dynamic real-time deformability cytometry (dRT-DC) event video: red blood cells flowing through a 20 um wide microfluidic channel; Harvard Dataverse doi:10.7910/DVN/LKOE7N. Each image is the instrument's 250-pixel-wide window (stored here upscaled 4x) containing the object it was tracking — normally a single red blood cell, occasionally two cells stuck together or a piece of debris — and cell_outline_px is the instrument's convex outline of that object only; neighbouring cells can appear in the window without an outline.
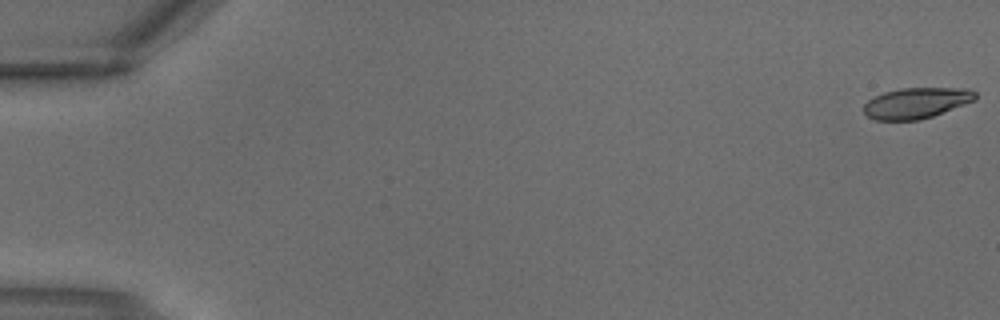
{"species": "common noctule bat (a hibernating species)", "species_latin": "Nyctalus noctula", "temperature_condition": "warm", "stored_images_in_passage": 3, "camera_frame_rate_fps": 3000, "um_per_image_px": 0.085, "animal": {"sex": "male", "body_mass_g": 18.8}, "frame": {"image": 1, "passage_image": 1, "time_ms": 0.0, "image_size_px": [1000, 320], "cell_outline_px": [[976, 100], [932, 116], [920, 120], [876, 120], [868, 116], [864, 112], [864, 104], [868, 100], [884, 92], [900, 88], [968, 88], [976, 92]], "centroid_in_image_um": [77.9, 8.75], "position_along_channel_um": 7.1, "area_um2": 19.94}}
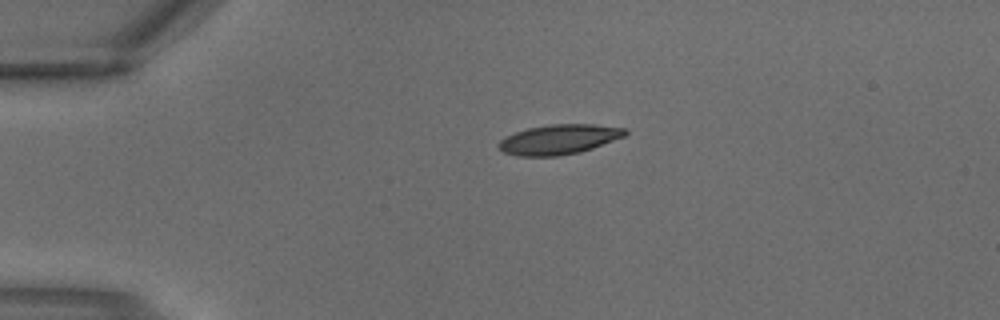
{"frame": {"image": 2, "passage_image": 3, "time_ms": 0.667, "image_size_px": [1000, 320], "cell_outline_px": [[628, 132], [624, 136], [592, 148], [580, 152], [560, 156], [516, 156], [504, 152], [496, 144], [500, 140], [516, 132], [528, 128], [552, 124], [596, 124], [628, 128]], "centroid_in_image_um": [47.53, 11.85], "position_along_channel_um": 37.5, "area_um2": 21.96}}